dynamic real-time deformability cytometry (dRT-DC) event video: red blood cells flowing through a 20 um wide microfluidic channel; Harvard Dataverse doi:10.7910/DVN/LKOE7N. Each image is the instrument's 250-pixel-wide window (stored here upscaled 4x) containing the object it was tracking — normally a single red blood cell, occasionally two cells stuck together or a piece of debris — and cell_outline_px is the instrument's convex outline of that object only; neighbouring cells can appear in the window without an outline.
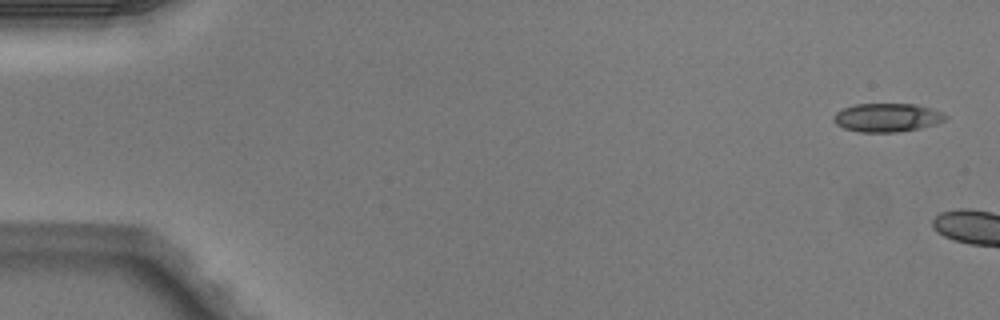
{"species": "Egyptian fruit bat (a non-hibernating species)", "species_latin": "Rousettus aegyptiacus", "temperature_condition": "warm", "stored_images_in_passage": 2, "camera_frame_rate_fps": 3000, "um_per_image_px": 0.085, "animal": {"sex": "male"}, "frame": {"image": 1, "passage_image": 1, "time_ms": 0.0, "image_size_px": [1000, 320], "cell_outline_px": [[948, 116], [944, 120], [936, 124], [920, 128], [896, 132], [860, 132], [844, 128], [836, 124], [832, 120], [832, 116], [836, 112], [844, 108], [856, 104], [916, 104], [940, 112]], "centroid_in_image_um": [75.36, 9.99], "position_along_channel_um": 9.6, "area_um2": 18.5}}